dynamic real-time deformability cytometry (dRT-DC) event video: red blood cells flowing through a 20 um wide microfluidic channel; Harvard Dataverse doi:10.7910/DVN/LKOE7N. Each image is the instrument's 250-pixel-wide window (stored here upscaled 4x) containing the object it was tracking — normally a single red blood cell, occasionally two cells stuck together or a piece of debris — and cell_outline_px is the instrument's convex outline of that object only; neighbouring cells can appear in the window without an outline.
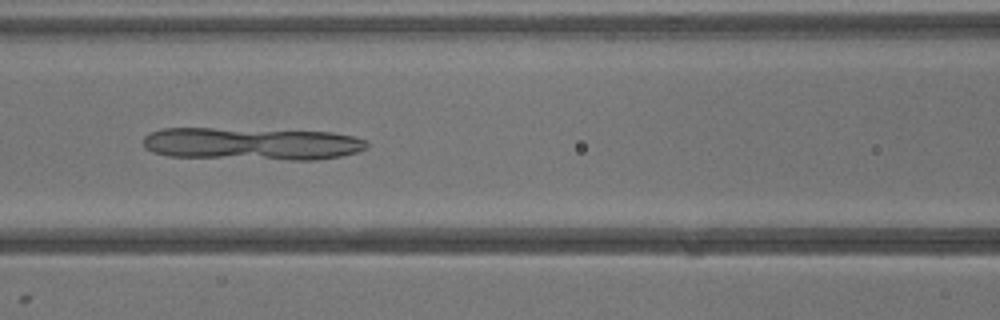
{"species": "common noctule bat (a hibernating species)", "species_latin": "Nyctalus noctula", "temperature_condition": "warm", "stored_images_in_passage": 39, "camera_frame_rate_fps": 3000, "um_per_image_px": 0.085, "animal": {"sex": "male", "body_mass_g": 13.3}, "frame": {"image": 1, "passage_image": 17, "time_ms": 5.333, "image_size_px": [1000, 320], "cell_outline_px": [[368, 148], [356, 152], [340, 156], [316, 160], [288, 160], [168, 156], [152, 152], [144, 148], [144, 136], [160, 128], [212, 128], [332, 132], [352, 136], [368, 140]], "centroid_in_image_um": [21.4, 12.22], "position_along_channel_um": 145.2, "area_um2": 42.66}}
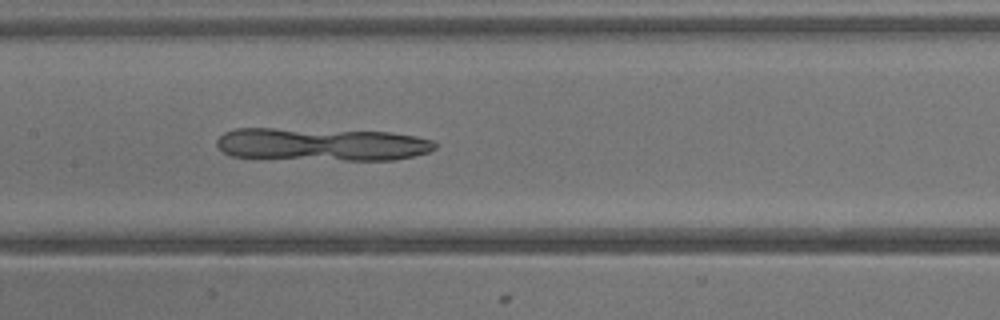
{"frame": {"image": 2, "passage_image": 19, "time_ms": 6.0, "image_size_px": [1000, 320], "cell_outline_px": [[436, 148], [428, 152], [396, 160], [344, 160], [232, 156], [224, 152], [216, 144], [216, 140], [224, 132], [236, 128], [276, 128], [392, 132], [416, 136], [432, 140], [436, 144]], "centroid_in_image_um": [27.37, 12.26], "position_along_channel_um": 180.0, "area_um2": 41.79}}